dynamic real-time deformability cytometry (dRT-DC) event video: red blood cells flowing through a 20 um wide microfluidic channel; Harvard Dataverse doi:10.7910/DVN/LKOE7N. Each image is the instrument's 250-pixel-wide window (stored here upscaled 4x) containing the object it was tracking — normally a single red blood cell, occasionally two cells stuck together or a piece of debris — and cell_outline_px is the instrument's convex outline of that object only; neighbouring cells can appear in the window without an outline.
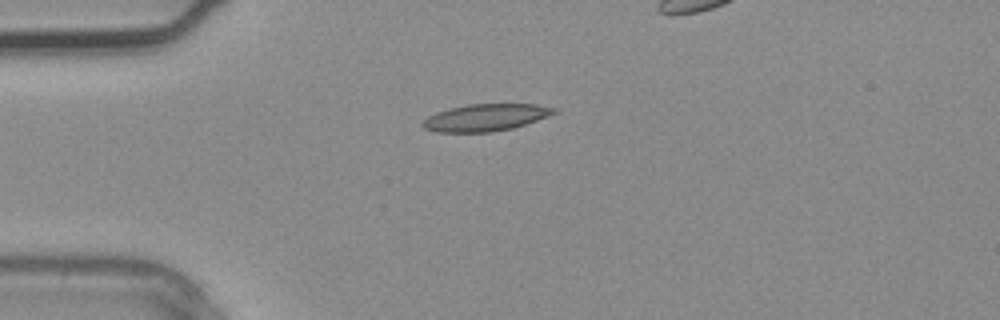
{"species": "common noctule bat (a hibernating species)", "species_latin": "Nyctalus noctula", "temperature_condition": "warm", "stored_images_in_passage": 2, "segment_of_instrument_passage": [1, 2], "camera_frame_rate_fps": 3000, "um_per_image_px": 0.085, "animal": {"sex": "male", "body_mass_g": 20.4}, "frame": {"image": 1, "passage_image": 1, "time_ms": 0.0, "image_size_px": [1000, 320], "cell_outline_px": [[556, 112], [548, 116], [512, 128], [492, 132], [436, 132], [424, 128], [420, 124], [428, 116], [436, 112], [468, 104], [536, 104], [556, 108]], "centroid_in_image_um": [41.25, 9.99], "position_along_channel_um": 43.8, "area_um2": 20.52}}